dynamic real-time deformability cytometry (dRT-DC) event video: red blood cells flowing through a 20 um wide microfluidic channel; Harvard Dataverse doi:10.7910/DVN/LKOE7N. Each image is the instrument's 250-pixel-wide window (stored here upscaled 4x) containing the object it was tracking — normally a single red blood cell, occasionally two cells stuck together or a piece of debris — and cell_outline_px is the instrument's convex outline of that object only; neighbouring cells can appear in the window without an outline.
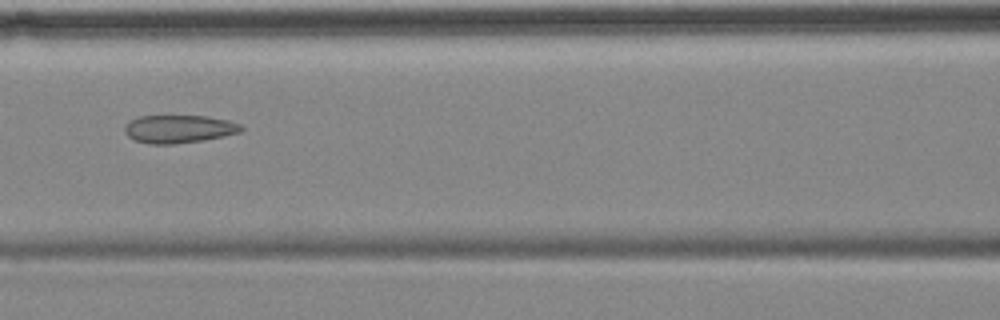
{"species": "common noctule bat (a hibernating species)", "species_latin": "Nyctalus noctula", "temperature_condition": "cold", "stored_images_in_passage": 10, "camera_frame_rate_fps": 3000, "um_per_image_px": 0.085, "animal": {"sex": "female", "body_mass_g": 18.4}, "frame": {"image": 1, "passage_image": 4, "time_ms": 3.667, "image_size_px": [1000, 320], "cell_outline_px": [[244, 128], [240, 132], [224, 136], [204, 140], [172, 144], [148, 144], [136, 140], [128, 136], [124, 132], [124, 128], [132, 120], [140, 116], [208, 116], [228, 120], [240, 124]], "centroid_in_image_um": [15.23, 10.96], "position_along_channel_um": 151.4, "area_um2": 18.9}}
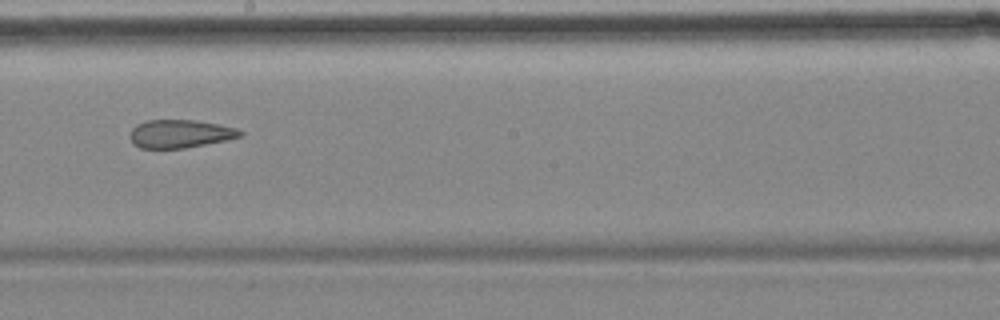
{"frame": {"image": 2, "passage_image": 6, "time_ms": 6.0, "image_size_px": [1000, 320], "cell_outline_px": [[244, 136], [184, 148], [140, 148], [132, 144], [128, 136], [132, 128], [136, 124], [144, 120], [192, 120], [216, 124], [236, 128], [244, 132]], "centroid_in_image_um": [15.24, 11.37], "position_along_channel_um": 233.0, "area_um2": 18.09}}
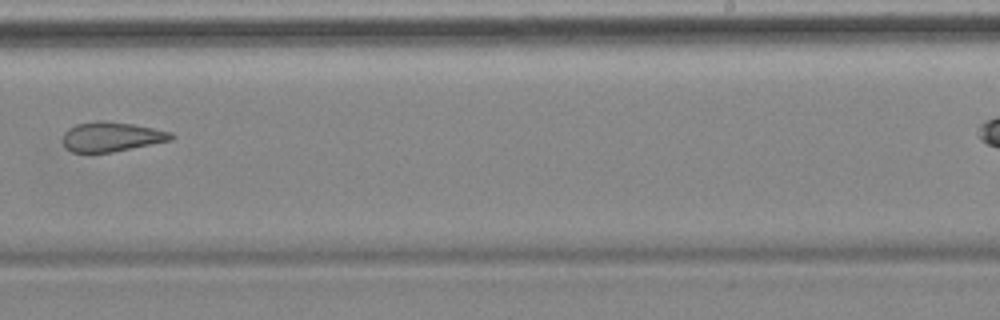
{"frame": {"image": 3, "passage_image": 7, "time_ms": 7.333, "image_size_px": [1000, 320], "cell_outline_px": [[176, 136], [172, 140], [112, 152], [72, 152], [64, 144], [64, 132], [68, 128], [76, 124], [100, 120], [132, 124], [172, 132]], "centroid_in_image_um": [9.5, 11.62], "position_along_channel_um": 279.5, "area_um2": 18.5}}